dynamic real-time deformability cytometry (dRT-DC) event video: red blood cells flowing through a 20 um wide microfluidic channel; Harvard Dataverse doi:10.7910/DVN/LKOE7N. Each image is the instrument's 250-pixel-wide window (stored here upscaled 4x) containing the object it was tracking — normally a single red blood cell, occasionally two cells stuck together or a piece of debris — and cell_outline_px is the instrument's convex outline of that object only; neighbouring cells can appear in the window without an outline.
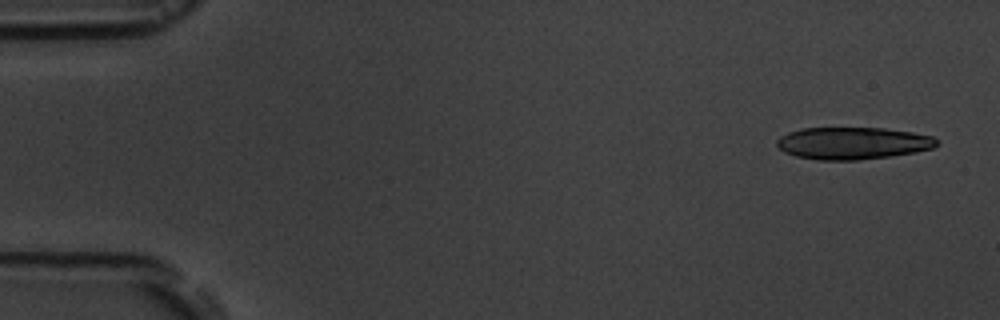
{"species": "common noctule bat (a hibernating species)", "species_latin": "Nyctalus noctula", "temperature_condition": "room temperature", "stored_images_in_passage": 4, "camera_frame_rate_fps": 3000, "um_per_image_px": 0.085, "animal": {"sex": "male", "body_mass_g": 19.5, "forearm_length_mm": 54.6}, "frame": {"image": 1, "passage_image": 1, "time_ms": 0.0, "image_size_px": [1000, 320], "cell_outline_px": [[940, 144], [936, 148], [916, 152], [892, 156], [860, 160], [816, 160], [796, 156], [784, 152], [776, 144], [776, 140], [780, 136], [788, 132], [804, 128], [884, 128], [912, 132], [932, 136], [940, 140]], "centroid_in_image_um": [72.53, 12.18], "position_along_channel_um": 12.5, "area_um2": 30.35}}